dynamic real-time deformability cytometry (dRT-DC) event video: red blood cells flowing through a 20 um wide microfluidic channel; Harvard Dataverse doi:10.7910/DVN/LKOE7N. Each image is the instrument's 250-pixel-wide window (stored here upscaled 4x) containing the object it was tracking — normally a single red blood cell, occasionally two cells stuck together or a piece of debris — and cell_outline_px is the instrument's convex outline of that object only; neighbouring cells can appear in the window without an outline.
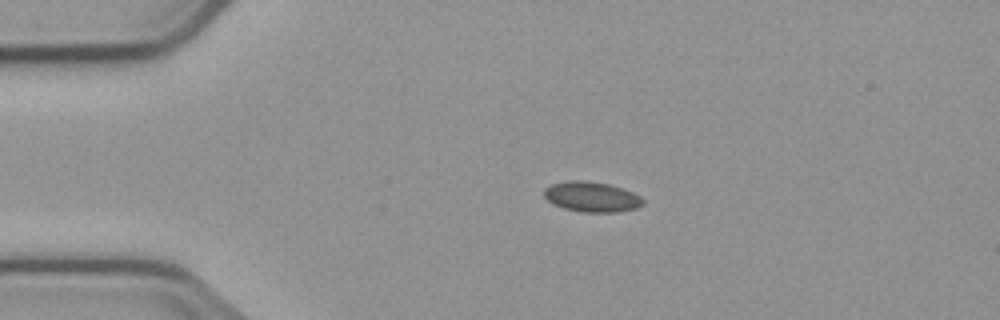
{"species": "common noctule bat (a hibernating species)", "species_latin": "Nyctalus noctula", "temperature_condition": "cold", "stored_images_in_passage": 2, "camera_frame_rate_fps": 3000, "um_per_image_px": 0.085, "animal": {"sex": "male", "body_mass_g": 23.1, "forearm_length_mm": 52.7}, "frame": {"image": 1, "passage_image": 1, "time_ms": 0.0, "image_size_px": [1000, 320], "cell_outline_px": [[644, 204], [636, 208], [616, 212], [584, 212], [564, 208], [548, 200], [544, 196], [544, 188], [552, 184], [568, 180], [588, 180], [608, 184], [624, 188], [640, 196], [644, 200]], "centroid_in_image_um": [50.31, 16.71], "position_along_channel_um": 34.7, "area_um2": 17.4}}